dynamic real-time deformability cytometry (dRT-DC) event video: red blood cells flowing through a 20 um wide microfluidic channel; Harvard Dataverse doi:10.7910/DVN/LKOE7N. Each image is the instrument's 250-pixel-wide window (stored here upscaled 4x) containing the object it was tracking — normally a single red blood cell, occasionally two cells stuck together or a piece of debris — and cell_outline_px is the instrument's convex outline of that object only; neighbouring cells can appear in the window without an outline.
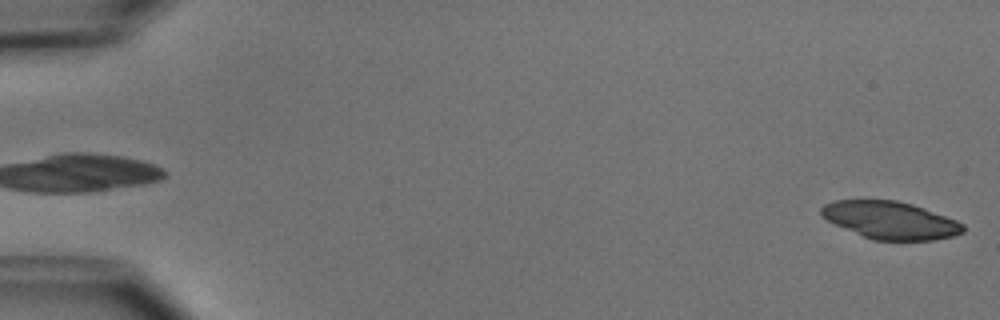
{"species": "common noctule bat (a hibernating species)", "species_latin": "Nyctalus noctula", "temperature_condition": "cold", "stored_images_in_passage": 2, "camera_frame_rate_fps": 3000, "um_per_image_px": 0.085, "animal": {"sex": "male", "body_mass_g": 15.6}, "frame": {"image": 1, "passage_image": 2, "time_ms": 4.333, "image_size_px": [1000, 320], "cell_outline_px": [[964, 232], [952, 236], [932, 240], [872, 240], [836, 224], [828, 220], [820, 212], [820, 208], [824, 204], [836, 200], [896, 200], [912, 204], [924, 208], [956, 220], [964, 224]], "centroid_in_image_um": [75.7, 18.71], "position_along_channel_um": 9.3, "area_um2": 30.69}}